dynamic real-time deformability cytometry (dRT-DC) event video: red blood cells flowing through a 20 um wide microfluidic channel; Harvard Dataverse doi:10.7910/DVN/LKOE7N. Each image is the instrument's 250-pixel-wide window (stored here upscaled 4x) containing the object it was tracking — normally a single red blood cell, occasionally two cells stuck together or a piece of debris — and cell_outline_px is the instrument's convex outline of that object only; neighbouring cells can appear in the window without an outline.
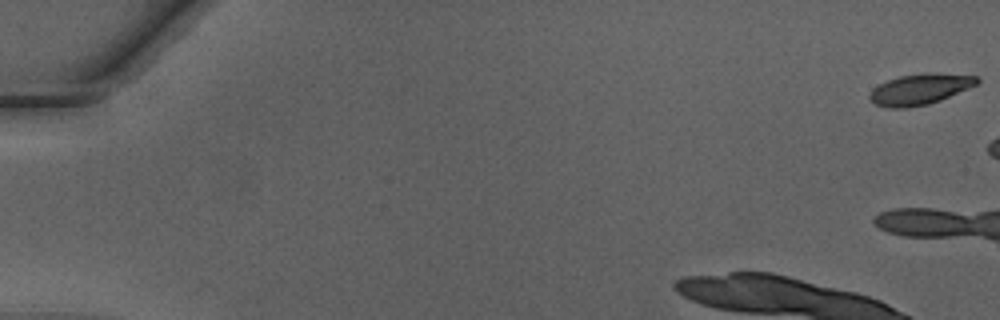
{"species": "Egyptian fruit bat (a non-hibernating species)", "species_latin": "Rousettus aegyptiacus", "temperature_condition": "warm", "stored_images_in_passage": 12, "camera_frame_rate_fps": 3000, "um_per_image_px": 0.085, "animal": {"sex": "male"}, "frame": {"image": 1, "passage_image": 1, "time_ms": 0.0, "image_size_px": [1000, 320], "cell_outline_px": [[980, 80], [976, 84], [968, 88], [940, 100], [928, 104], [904, 108], [888, 108], [876, 104], [868, 96], [872, 88], [888, 80], [900, 76], [924, 72], [976, 76]], "centroid_in_image_um": [78.16, 7.58], "position_along_channel_um": 6.8, "area_um2": 19.02}}